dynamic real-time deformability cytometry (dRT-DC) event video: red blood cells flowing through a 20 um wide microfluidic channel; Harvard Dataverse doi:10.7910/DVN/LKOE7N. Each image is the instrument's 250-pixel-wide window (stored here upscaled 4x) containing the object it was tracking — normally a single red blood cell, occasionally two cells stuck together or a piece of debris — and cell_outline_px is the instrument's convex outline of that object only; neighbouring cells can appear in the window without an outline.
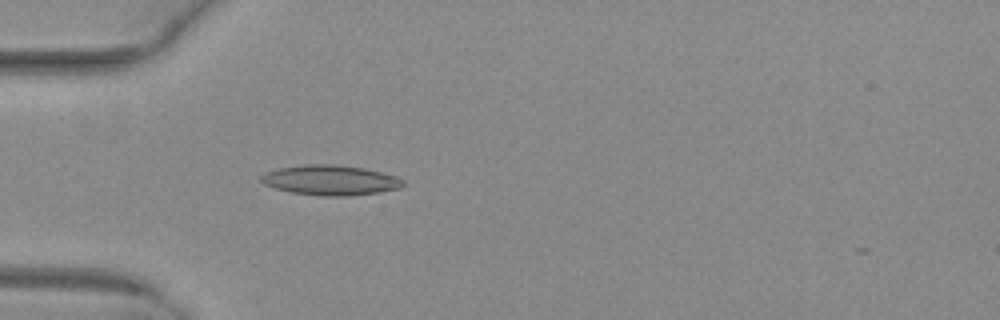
{"species": "common noctule bat (a hibernating species)", "species_latin": "Nyctalus noctula", "temperature_condition": "warm", "stored_images_in_passage": 38, "camera_frame_rate_fps": 3000, "um_per_image_px": 0.085, "animal": {"sex": "female", "body_mass_g": 29.2, "forearm_length_mm": 56.3}, "frame": {"image": 1, "passage_image": 5, "time_ms": 1.333, "image_size_px": [1000, 320], "cell_outline_px": [[408, 184], [400, 188], [380, 192], [348, 196], [320, 196], [292, 192], [276, 188], [264, 184], [260, 180], [260, 176], [264, 172], [280, 168], [304, 164], [336, 164], [364, 168], [396, 176], [404, 180]], "centroid_in_image_um": [28.11, 15.31], "position_along_channel_um": 56.9, "area_um2": 25.03}}
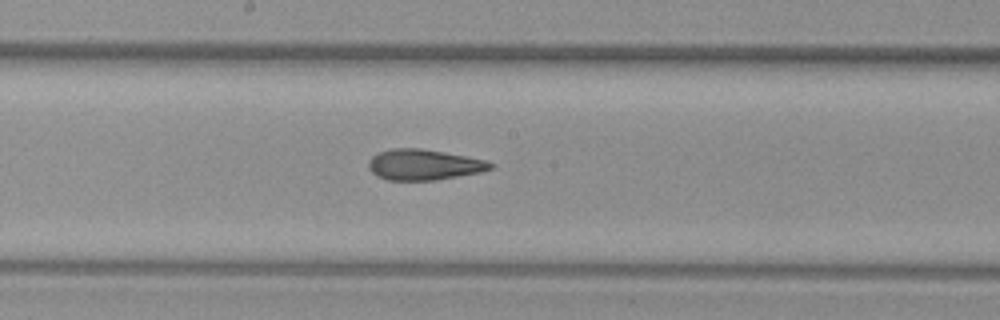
{"frame": {"image": 2, "passage_image": 17, "time_ms": 5.333, "image_size_px": [1000, 320], "cell_outline_px": [[496, 164], [492, 168], [480, 172], [436, 180], [388, 180], [376, 176], [368, 168], [368, 160], [372, 156], [380, 152], [392, 148], [420, 148], [444, 152], [484, 160]], "centroid_in_image_um": [35.99, 14.0], "position_along_channel_um": 212.2, "area_um2": 21.73}}
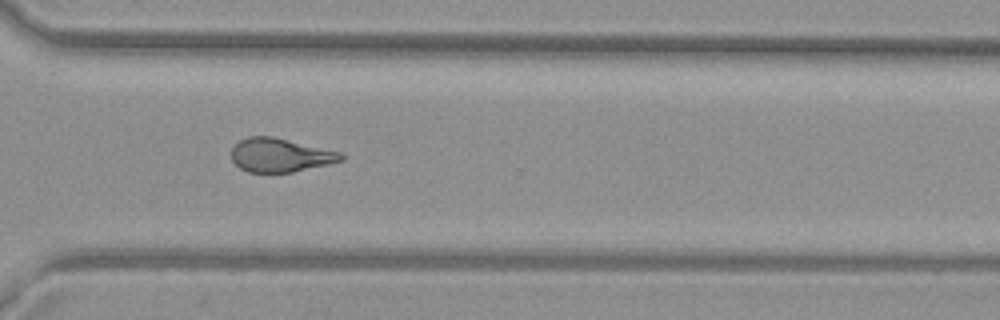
{"frame": {"image": 3, "passage_image": 27, "time_ms": 8.667, "image_size_px": [1000, 320], "cell_outline_px": [[344, 160], [328, 164], [292, 172], [248, 172], [240, 168], [232, 160], [232, 148], [240, 140], [248, 136], [272, 136], [340, 152], [344, 156]], "centroid_in_image_um": [23.8, 13.18], "position_along_channel_um": 346.8, "area_um2": 21.33}, "authors_computed_cell_mechanics": {"area_um2": 22.3397, "velocity_mm_per_s": 4.0459, "shape_relaxation_time_tau1_ms": null, "shape_relaxation_time_tau2_ms": 2.4841, "deformation_change_tau1": null, "deformation_change_tau2": 0.1144}}